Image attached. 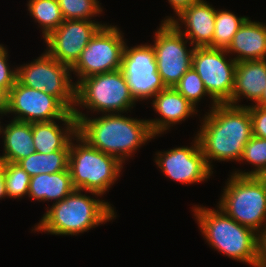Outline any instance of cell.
<instances>
[{
  "label": "cell",
  "instance_id": "obj_1",
  "mask_svg": "<svg viewBox=\"0 0 266 267\" xmlns=\"http://www.w3.org/2000/svg\"><path fill=\"white\" fill-rule=\"evenodd\" d=\"M209 113L196 136L207 165L212 170L209 159L241 161L244 147L253 136L248 106L218 103Z\"/></svg>",
  "mask_w": 266,
  "mask_h": 267
},
{
  "label": "cell",
  "instance_id": "obj_2",
  "mask_svg": "<svg viewBox=\"0 0 266 267\" xmlns=\"http://www.w3.org/2000/svg\"><path fill=\"white\" fill-rule=\"evenodd\" d=\"M73 115L77 119V134L91 147L114 156L121 163L155 137L148 120L127 118L121 113H107L91 120L76 107Z\"/></svg>",
  "mask_w": 266,
  "mask_h": 267
},
{
  "label": "cell",
  "instance_id": "obj_3",
  "mask_svg": "<svg viewBox=\"0 0 266 267\" xmlns=\"http://www.w3.org/2000/svg\"><path fill=\"white\" fill-rule=\"evenodd\" d=\"M81 191L74 189L63 200L55 202L34 230L55 235H77L116 217L108 202L90 198Z\"/></svg>",
  "mask_w": 266,
  "mask_h": 267
},
{
  "label": "cell",
  "instance_id": "obj_4",
  "mask_svg": "<svg viewBox=\"0 0 266 267\" xmlns=\"http://www.w3.org/2000/svg\"><path fill=\"white\" fill-rule=\"evenodd\" d=\"M193 209L200 230L212 247L234 260L256 267L258 234L253 229L239 224L220 208Z\"/></svg>",
  "mask_w": 266,
  "mask_h": 267
},
{
  "label": "cell",
  "instance_id": "obj_5",
  "mask_svg": "<svg viewBox=\"0 0 266 267\" xmlns=\"http://www.w3.org/2000/svg\"><path fill=\"white\" fill-rule=\"evenodd\" d=\"M76 137L79 145L71 140L68 157L73 187L93 195H103L120 177L122 163L114 156L91 147L78 134Z\"/></svg>",
  "mask_w": 266,
  "mask_h": 267
},
{
  "label": "cell",
  "instance_id": "obj_6",
  "mask_svg": "<svg viewBox=\"0 0 266 267\" xmlns=\"http://www.w3.org/2000/svg\"><path fill=\"white\" fill-rule=\"evenodd\" d=\"M226 184L217 207L239 224L253 229L258 234L266 222V187L257 176L235 174L231 175Z\"/></svg>",
  "mask_w": 266,
  "mask_h": 267
},
{
  "label": "cell",
  "instance_id": "obj_7",
  "mask_svg": "<svg viewBox=\"0 0 266 267\" xmlns=\"http://www.w3.org/2000/svg\"><path fill=\"white\" fill-rule=\"evenodd\" d=\"M75 85V106L113 114L130 110L136 102L121 70L83 78Z\"/></svg>",
  "mask_w": 266,
  "mask_h": 267
},
{
  "label": "cell",
  "instance_id": "obj_8",
  "mask_svg": "<svg viewBox=\"0 0 266 267\" xmlns=\"http://www.w3.org/2000/svg\"><path fill=\"white\" fill-rule=\"evenodd\" d=\"M71 68L61 64L47 51L35 61L17 68V80L29 88L56 97L70 112L75 108V83Z\"/></svg>",
  "mask_w": 266,
  "mask_h": 267
},
{
  "label": "cell",
  "instance_id": "obj_9",
  "mask_svg": "<svg viewBox=\"0 0 266 267\" xmlns=\"http://www.w3.org/2000/svg\"><path fill=\"white\" fill-rule=\"evenodd\" d=\"M125 42L116 26L103 25L92 36L80 58L71 68L79 80L121 69Z\"/></svg>",
  "mask_w": 266,
  "mask_h": 267
},
{
  "label": "cell",
  "instance_id": "obj_10",
  "mask_svg": "<svg viewBox=\"0 0 266 267\" xmlns=\"http://www.w3.org/2000/svg\"><path fill=\"white\" fill-rule=\"evenodd\" d=\"M7 113H15L14 120L33 122H77V119L56 97L22 85L16 80L8 92Z\"/></svg>",
  "mask_w": 266,
  "mask_h": 267
},
{
  "label": "cell",
  "instance_id": "obj_11",
  "mask_svg": "<svg viewBox=\"0 0 266 267\" xmlns=\"http://www.w3.org/2000/svg\"><path fill=\"white\" fill-rule=\"evenodd\" d=\"M226 53V49L195 47L192 55V68L203 81L213 107L232 98L237 62L226 60Z\"/></svg>",
  "mask_w": 266,
  "mask_h": 267
},
{
  "label": "cell",
  "instance_id": "obj_12",
  "mask_svg": "<svg viewBox=\"0 0 266 267\" xmlns=\"http://www.w3.org/2000/svg\"><path fill=\"white\" fill-rule=\"evenodd\" d=\"M156 31L155 51L157 70L166 87L174 88L180 78L192 67L195 47L186 49L188 39L171 23L163 22ZM186 39V40H185ZM185 40V41H184Z\"/></svg>",
  "mask_w": 266,
  "mask_h": 267
},
{
  "label": "cell",
  "instance_id": "obj_13",
  "mask_svg": "<svg viewBox=\"0 0 266 267\" xmlns=\"http://www.w3.org/2000/svg\"><path fill=\"white\" fill-rule=\"evenodd\" d=\"M120 70L136 101L153 98L167 88L158 73L152 45L128 48L125 44Z\"/></svg>",
  "mask_w": 266,
  "mask_h": 267
},
{
  "label": "cell",
  "instance_id": "obj_14",
  "mask_svg": "<svg viewBox=\"0 0 266 267\" xmlns=\"http://www.w3.org/2000/svg\"><path fill=\"white\" fill-rule=\"evenodd\" d=\"M101 26L92 20H64L45 38L49 47L47 52L61 64L72 68Z\"/></svg>",
  "mask_w": 266,
  "mask_h": 267
},
{
  "label": "cell",
  "instance_id": "obj_15",
  "mask_svg": "<svg viewBox=\"0 0 266 267\" xmlns=\"http://www.w3.org/2000/svg\"><path fill=\"white\" fill-rule=\"evenodd\" d=\"M192 147H177L156 155L155 162L170 179L185 184L207 180L213 171L206 163L205 157L195 138Z\"/></svg>",
  "mask_w": 266,
  "mask_h": 267
},
{
  "label": "cell",
  "instance_id": "obj_16",
  "mask_svg": "<svg viewBox=\"0 0 266 267\" xmlns=\"http://www.w3.org/2000/svg\"><path fill=\"white\" fill-rule=\"evenodd\" d=\"M216 10L204 0H198L179 15V19L185 24L186 30H181L177 19L169 17L162 22H171L188 40L192 47L212 48V38L215 30Z\"/></svg>",
  "mask_w": 266,
  "mask_h": 267
},
{
  "label": "cell",
  "instance_id": "obj_17",
  "mask_svg": "<svg viewBox=\"0 0 266 267\" xmlns=\"http://www.w3.org/2000/svg\"><path fill=\"white\" fill-rule=\"evenodd\" d=\"M153 107L162 118L148 120L154 136L195 114L196 108L176 89L167 87L154 96Z\"/></svg>",
  "mask_w": 266,
  "mask_h": 267
},
{
  "label": "cell",
  "instance_id": "obj_18",
  "mask_svg": "<svg viewBox=\"0 0 266 267\" xmlns=\"http://www.w3.org/2000/svg\"><path fill=\"white\" fill-rule=\"evenodd\" d=\"M227 53H238L236 62L266 59V25L247 18L233 36Z\"/></svg>",
  "mask_w": 266,
  "mask_h": 267
},
{
  "label": "cell",
  "instance_id": "obj_19",
  "mask_svg": "<svg viewBox=\"0 0 266 267\" xmlns=\"http://www.w3.org/2000/svg\"><path fill=\"white\" fill-rule=\"evenodd\" d=\"M266 87V59L239 61L235 69L234 89L228 104H237L240 96L255 103L261 98Z\"/></svg>",
  "mask_w": 266,
  "mask_h": 267
},
{
  "label": "cell",
  "instance_id": "obj_20",
  "mask_svg": "<svg viewBox=\"0 0 266 267\" xmlns=\"http://www.w3.org/2000/svg\"><path fill=\"white\" fill-rule=\"evenodd\" d=\"M61 129L54 121L33 122L32 134L34 150L38 153L49 154L59 150H69L71 140L77 135V122H65Z\"/></svg>",
  "mask_w": 266,
  "mask_h": 267
},
{
  "label": "cell",
  "instance_id": "obj_21",
  "mask_svg": "<svg viewBox=\"0 0 266 267\" xmlns=\"http://www.w3.org/2000/svg\"><path fill=\"white\" fill-rule=\"evenodd\" d=\"M1 127L0 134L3 133L4 154L0 156V162L17 163L35 152L32 123L13 120L5 126V129Z\"/></svg>",
  "mask_w": 266,
  "mask_h": 267
},
{
  "label": "cell",
  "instance_id": "obj_22",
  "mask_svg": "<svg viewBox=\"0 0 266 267\" xmlns=\"http://www.w3.org/2000/svg\"><path fill=\"white\" fill-rule=\"evenodd\" d=\"M74 189L70 171L67 168L57 173H43L30 177L28 196L39 201L56 200L59 202Z\"/></svg>",
  "mask_w": 266,
  "mask_h": 267
},
{
  "label": "cell",
  "instance_id": "obj_23",
  "mask_svg": "<svg viewBox=\"0 0 266 267\" xmlns=\"http://www.w3.org/2000/svg\"><path fill=\"white\" fill-rule=\"evenodd\" d=\"M69 150L54 151L49 154L34 152L28 157L18 161V164L24 169L30 177L43 173H57L68 168Z\"/></svg>",
  "mask_w": 266,
  "mask_h": 267
},
{
  "label": "cell",
  "instance_id": "obj_24",
  "mask_svg": "<svg viewBox=\"0 0 266 267\" xmlns=\"http://www.w3.org/2000/svg\"><path fill=\"white\" fill-rule=\"evenodd\" d=\"M27 5L31 16L43 29L44 39L64 22L57 0H29Z\"/></svg>",
  "mask_w": 266,
  "mask_h": 267
},
{
  "label": "cell",
  "instance_id": "obj_25",
  "mask_svg": "<svg viewBox=\"0 0 266 267\" xmlns=\"http://www.w3.org/2000/svg\"><path fill=\"white\" fill-rule=\"evenodd\" d=\"M248 17H237L230 11L216 10L212 48L227 49L233 36Z\"/></svg>",
  "mask_w": 266,
  "mask_h": 267
},
{
  "label": "cell",
  "instance_id": "obj_26",
  "mask_svg": "<svg viewBox=\"0 0 266 267\" xmlns=\"http://www.w3.org/2000/svg\"><path fill=\"white\" fill-rule=\"evenodd\" d=\"M4 178L7 197L21 198L28 194L30 176L18 164L4 162Z\"/></svg>",
  "mask_w": 266,
  "mask_h": 267
},
{
  "label": "cell",
  "instance_id": "obj_27",
  "mask_svg": "<svg viewBox=\"0 0 266 267\" xmlns=\"http://www.w3.org/2000/svg\"><path fill=\"white\" fill-rule=\"evenodd\" d=\"M241 160H246L256 168L250 172H235L239 176H257L266 168V138L252 136L244 147Z\"/></svg>",
  "mask_w": 266,
  "mask_h": 267
},
{
  "label": "cell",
  "instance_id": "obj_28",
  "mask_svg": "<svg viewBox=\"0 0 266 267\" xmlns=\"http://www.w3.org/2000/svg\"><path fill=\"white\" fill-rule=\"evenodd\" d=\"M64 20H90L102 12L97 0H57Z\"/></svg>",
  "mask_w": 266,
  "mask_h": 267
},
{
  "label": "cell",
  "instance_id": "obj_29",
  "mask_svg": "<svg viewBox=\"0 0 266 267\" xmlns=\"http://www.w3.org/2000/svg\"><path fill=\"white\" fill-rule=\"evenodd\" d=\"M183 97H185L194 107L196 103L206 94L211 97L203 81L197 72L191 67L174 87Z\"/></svg>",
  "mask_w": 266,
  "mask_h": 267
},
{
  "label": "cell",
  "instance_id": "obj_30",
  "mask_svg": "<svg viewBox=\"0 0 266 267\" xmlns=\"http://www.w3.org/2000/svg\"><path fill=\"white\" fill-rule=\"evenodd\" d=\"M7 57L6 48L0 44V87L9 92L17 80V69L8 68Z\"/></svg>",
  "mask_w": 266,
  "mask_h": 267
},
{
  "label": "cell",
  "instance_id": "obj_31",
  "mask_svg": "<svg viewBox=\"0 0 266 267\" xmlns=\"http://www.w3.org/2000/svg\"><path fill=\"white\" fill-rule=\"evenodd\" d=\"M248 108L251 114L252 135L266 138V108L257 105Z\"/></svg>",
  "mask_w": 266,
  "mask_h": 267
},
{
  "label": "cell",
  "instance_id": "obj_32",
  "mask_svg": "<svg viewBox=\"0 0 266 267\" xmlns=\"http://www.w3.org/2000/svg\"><path fill=\"white\" fill-rule=\"evenodd\" d=\"M260 233V234H259ZM258 233L256 267H266V226Z\"/></svg>",
  "mask_w": 266,
  "mask_h": 267
},
{
  "label": "cell",
  "instance_id": "obj_33",
  "mask_svg": "<svg viewBox=\"0 0 266 267\" xmlns=\"http://www.w3.org/2000/svg\"><path fill=\"white\" fill-rule=\"evenodd\" d=\"M172 8L179 15L184 9L197 2L198 0H168Z\"/></svg>",
  "mask_w": 266,
  "mask_h": 267
},
{
  "label": "cell",
  "instance_id": "obj_34",
  "mask_svg": "<svg viewBox=\"0 0 266 267\" xmlns=\"http://www.w3.org/2000/svg\"><path fill=\"white\" fill-rule=\"evenodd\" d=\"M8 109V92L0 87V114H6Z\"/></svg>",
  "mask_w": 266,
  "mask_h": 267
},
{
  "label": "cell",
  "instance_id": "obj_35",
  "mask_svg": "<svg viewBox=\"0 0 266 267\" xmlns=\"http://www.w3.org/2000/svg\"><path fill=\"white\" fill-rule=\"evenodd\" d=\"M4 162H0V199L6 197Z\"/></svg>",
  "mask_w": 266,
  "mask_h": 267
},
{
  "label": "cell",
  "instance_id": "obj_36",
  "mask_svg": "<svg viewBox=\"0 0 266 267\" xmlns=\"http://www.w3.org/2000/svg\"><path fill=\"white\" fill-rule=\"evenodd\" d=\"M255 104L257 106L266 108V87L261 95V98Z\"/></svg>",
  "mask_w": 266,
  "mask_h": 267
},
{
  "label": "cell",
  "instance_id": "obj_37",
  "mask_svg": "<svg viewBox=\"0 0 266 267\" xmlns=\"http://www.w3.org/2000/svg\"><path fill=\"white\" fill-rule=\"evenodd\" d=\"M258 179L263 183V185L266 187V168L257 175Z\"/></svg>",
  "mask_w": 266,
  "mask_h": 267
}]
</instances>
